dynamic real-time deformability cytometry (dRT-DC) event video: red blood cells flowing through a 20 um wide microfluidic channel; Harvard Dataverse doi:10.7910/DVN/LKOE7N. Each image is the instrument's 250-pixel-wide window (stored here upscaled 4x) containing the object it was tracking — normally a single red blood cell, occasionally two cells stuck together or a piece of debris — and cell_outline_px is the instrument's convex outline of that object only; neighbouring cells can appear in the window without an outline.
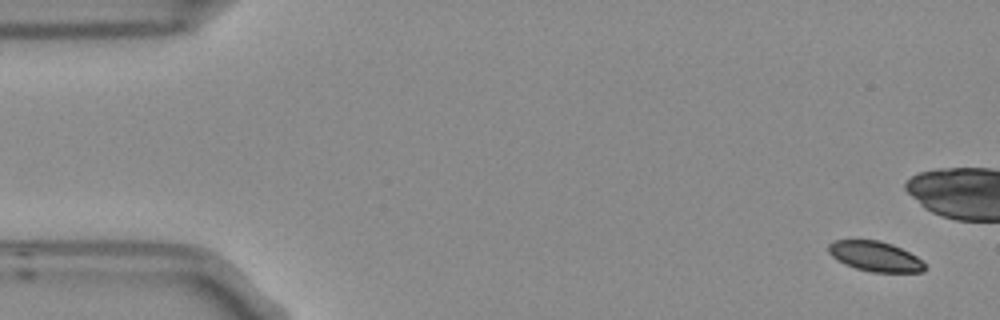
{"species": "Egyptian fruit bat (a non-hibernating species)", "species_latin": "Rousettus aegyptiacus", "temperature_condition": "room temperature", "stored_images_in_passage": 16, "camera_frame_rate_fps": 3000, "um_per_image_px": 0.085, "frame": {"image": 1, "passage_image": 1, "time_ms": 0.0, "image_size_px": [1000, 320], "cell_outline_px": [[924, 272], [872, 272], [856, 268], [844, 264], [836, 260], [828, 252], [828, 244], [832, 240], [880, 240], [892, 244], [916, 256], [924, 264]], "centroid_in_image_um": [74.34, 21.78], "position_along_channel_um": 10.7, "area_um2": 16.82}}